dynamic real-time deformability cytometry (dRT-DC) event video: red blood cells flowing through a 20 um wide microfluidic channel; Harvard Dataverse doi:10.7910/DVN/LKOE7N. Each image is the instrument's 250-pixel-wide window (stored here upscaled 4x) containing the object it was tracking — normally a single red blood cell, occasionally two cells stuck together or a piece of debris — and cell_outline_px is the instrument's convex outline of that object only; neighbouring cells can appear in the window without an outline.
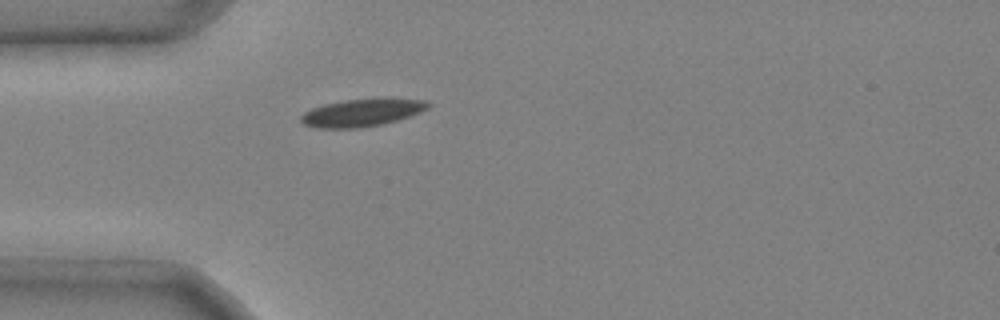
{"species": "common noctule bat (a hibernating species)", "species_latin": "Nyctalus noctula", "temperature_condition": "cold", "stored_images_in_passage": 30, "camera_frame_rate_fps": 3000, "um_per_image_px": 0.085, "animal": {"sex": "male", "body_mass_g": 20.4}, "frame": {"image": 1, "passage_image": 1, "time_ms": 0.0, "image_size_px": [1000, 320], "cell_outline_px": [[432, 104], [428, 108], [420, 112], [396, 120], [380, 124], [360, 128], [316, 128], [304, 124], [300, 120], [300, 116], [304, 112], [312, 108], [324, 104], [344, 100], [384, 96], [428, 100]], "centroid_in_image_um": [30.81, 9.53], "position_along_channel_um": 54.2, "area_um2": 20.98}}
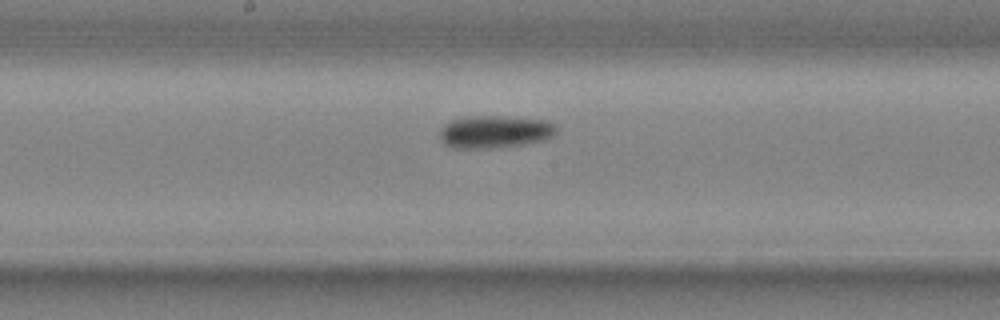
{"frame": {"image": 2, "passage_image": 13, "time_ms": 4.0, "image_size_px": [1000, 320], "cell_outline_px": [[556, 132], [552, 136], [540, 140], [524, 144], [488, 148], [456, 148], [444, 144], [440, 140], [440, 128], [448, 120], [464, 116], [496, 116], [548, 120], [556, 124]], "centroid_in_image_um": [42.0, 11.18], "position_along_channel_um": 206.2, "area_um2": 22.2}}
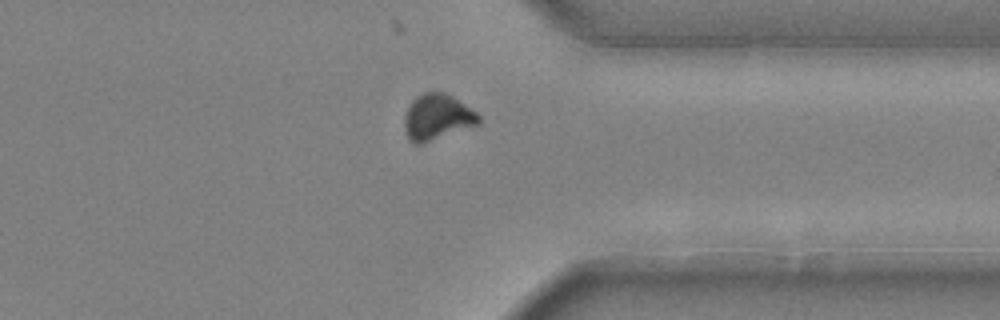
{"frame": {"image": 3, "passage_image": 26, "time_ms": 8.333, "image_size_px": [1000, 320], "cell_outline_px": [[480, 124], [420, 144], [416, 144], [408, 140], [404, 128], [404, 116], [408, 104], [416, 96], [424, 92], [444, 92], [452, 96], [476, 112], [480, 116]], "centroid_in_image_um": [37.13, 9.95], "position_along_channel_um": 374.3, "area_um2": 19.88}, "authors_computed_cell_mechanics": {"area_um2": 20.9814, "velocity_mm_per_s": 3.9492, "shape_relaxation_time_tau1_ms": 4.1539, "shape_relaxation_time_tau2_ms": null, "deformation_change_tau1": 0.0959, "deformation_change_tau2": null}}